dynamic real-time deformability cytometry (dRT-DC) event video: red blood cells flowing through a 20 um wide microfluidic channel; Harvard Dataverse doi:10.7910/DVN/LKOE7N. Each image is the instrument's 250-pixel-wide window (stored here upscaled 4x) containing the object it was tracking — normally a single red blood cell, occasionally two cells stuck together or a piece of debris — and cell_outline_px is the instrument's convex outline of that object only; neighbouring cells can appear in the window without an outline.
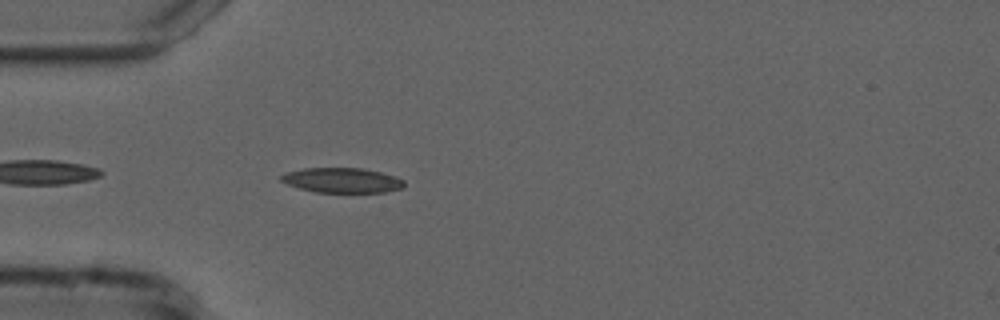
{"species": "common noctule bat (a hibernating species)", "species_latin": "Nyctalus noctula", "temperature_condition": "cold", "stored_images_in_passage": 40, "camera_frame_rate_fps": 3000, "um_per_image_px": 0.085, "animal": {"sex": "male", "forearm_length_mm": 52.5}, "frame": {"image": 1, "passage_image": 3, "time_ms": 0.667, "image_size_px": [1000, 320], "cell_outline_px": [[404, 188], [384, 192], [316, 192], [300, 188], [288, 184], [280, 180], [280, 176], [288, 172], [304, 168], [364, 168], [380, 172], [404, 180]], "centroid_in_image_um": [29.09, 15.32], "position_along_channel_um": 55.9, "area_um2": 17.69}}
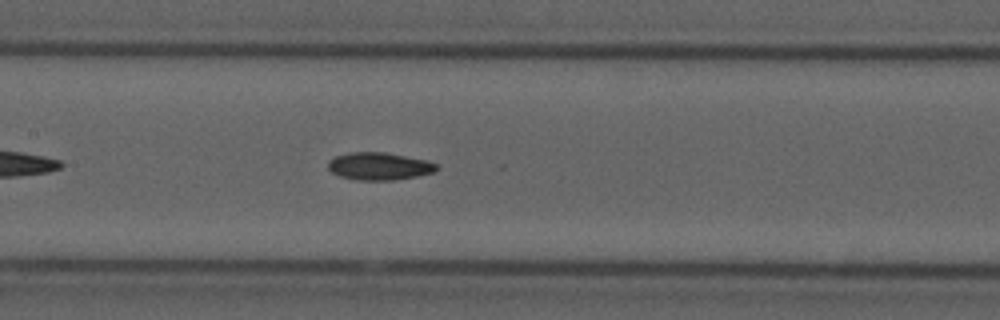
{"frame": {"image": 2, "passage_image": 13, "time_ms": 4.0, "image_size_px": [1000, 320], "cell_outline_px": [[440, 168], [432, 172], [416, 176], [392, 180], [356, 180], [340, 176], [332, 172], [328, 168], [328, 160], [336, 156], [348, 152], [384, 152], [424, 160], [436, 164]], "centroid_in_image_um": [32.18, 14.13], "position_along_channel_um": 175.2, "area_um2": 17.22}}
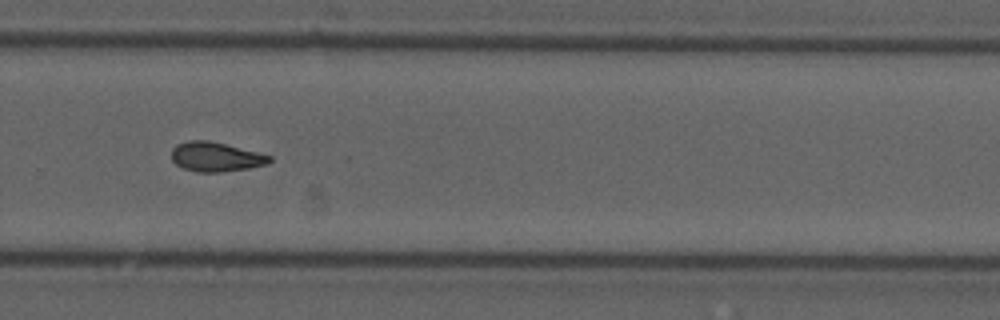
{"frame": {"image": 3, "passage_image": 24, "time_ms": 7.667, "image_size_px": [1000, 320], "cell_outline_px": [[272, 160], [268, 164], [248, 168], [220, 172], [196, 172], [184, 168], [176, 164], [172, 160], [172, 148], [176, 144], [188, 140], [208, 140], [272, 156]], "centroid_in_image_um": [18.32, 13.33], "position_along_channel_um": 311.5, "area_um2": 16.7}}